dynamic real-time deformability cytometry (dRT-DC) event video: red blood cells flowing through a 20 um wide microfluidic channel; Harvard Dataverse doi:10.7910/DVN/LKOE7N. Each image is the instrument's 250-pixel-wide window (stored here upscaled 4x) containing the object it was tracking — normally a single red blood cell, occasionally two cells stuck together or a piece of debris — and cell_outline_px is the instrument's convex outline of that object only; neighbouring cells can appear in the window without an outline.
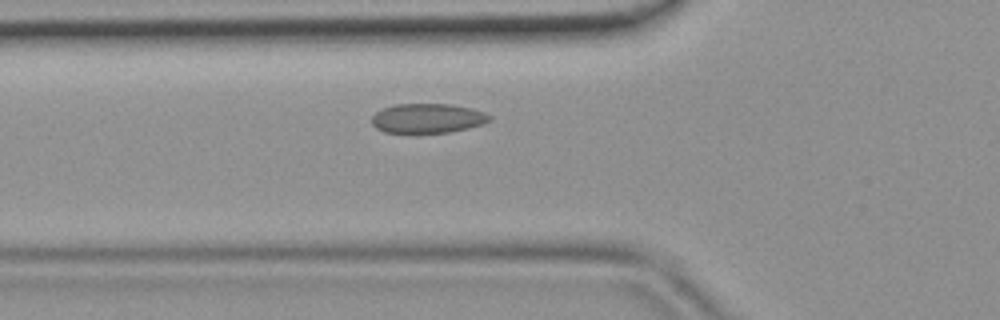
{"species": "common noctule bat (a hibernating species)", "species_latin": "Nyctalus noctula", "temperature_condition": "room temperature", "stored_images_in_passage": 2, "camera_frame_rate_fps": 3000, "um_per_image_px": 0.085, "animal": {"sex": "female", "body_mass_g": 19.9}, "frame": {"image": 1, "passage_image": 2, "time_ms": 0.333, "image_size_px": [1000, 320], "cell_outline_px": [[492, 120], [484, 124], [468, 128], [448, 132], [384, 132], [376, 128], [372, 124], [372, 116], [376, 112], [384, 108], [396, 104], [452, 104], [472, 108], [484, 112], [492, 116]], "centroid_in_image_um": [36.39, 10.04], "position_along_channel_um": 89.4, "area_um2": 20.23}}